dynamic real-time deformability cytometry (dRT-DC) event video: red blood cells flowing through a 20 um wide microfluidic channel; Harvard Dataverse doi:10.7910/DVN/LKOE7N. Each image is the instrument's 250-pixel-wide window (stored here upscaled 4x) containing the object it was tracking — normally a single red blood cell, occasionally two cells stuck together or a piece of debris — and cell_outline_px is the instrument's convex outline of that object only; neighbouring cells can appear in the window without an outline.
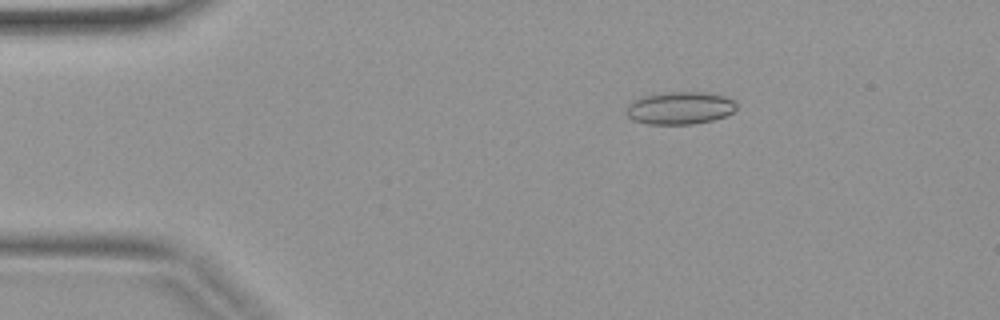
{"species": "common noctule bat (a hibernating species)", "species_latin": "Nyctalus noctula", "temperature_condition": "warm", "stored_images_in_passage": 2, "camera_frame_rate_fps": 3000, "um_per_image_px": 0.085, "animal": {"sex": "female", "body_mass_g": 19.9}, "frame": {"image": 1, "passage_image": 2, "time_ms": 0.333, "image_size_px": [1000, 320], "cell_outline_px": [[736, 108], [732, 112], [724, 116], [712, 120], [692, 124], [648, 124], [632, 120], [624, 112], [628, 104], [640, 96], [664, 92], [704, 92], [724, 96], [736, 100]], "centroid_in_image_um": [57.75, 9.17], "position_along_channel_um": 27.2, "area_um2": 21.1}}